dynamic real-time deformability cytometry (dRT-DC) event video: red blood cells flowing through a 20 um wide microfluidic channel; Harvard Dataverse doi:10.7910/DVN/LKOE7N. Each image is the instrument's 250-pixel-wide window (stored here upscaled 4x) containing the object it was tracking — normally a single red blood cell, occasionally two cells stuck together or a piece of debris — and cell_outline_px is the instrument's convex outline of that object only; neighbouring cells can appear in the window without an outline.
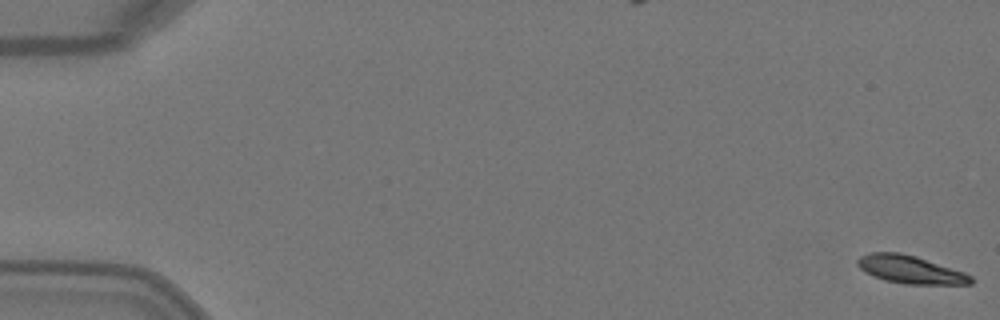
{"species": "Egyptian fruit bat (a non-hibernating species)", "species_latin": "Rousettus aegyptiacus", "temperature_condition": "warm", "stored_images_in_passage": 5, "camera_frame_rate_fps": 3000, "um_per_image_px": 0.085, "animal": {"sex": "female"}, "frame": {"image": 1, "passage_image": 1, "time_ms": 0.0, "image_size_px": [1000, 320], "cell_outline_px": [[972, 284], [904, 284], [884, 280], [864, 272], [856, 264], [856, 260], [860, 256], [872, 252], [900, 252], [916, 256], [964, 272], [972, 276]], "centroid_in_image_um": [77.34, 22.91], "position_along_channel_um": 7.7, "area_um2": 18.44}}
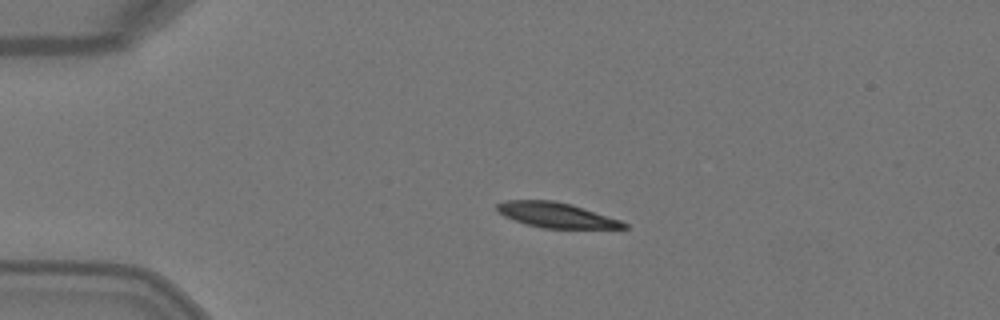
{"frame": {"image": 2, "passage_image": 4, "time_ms": 1.0, "image_size_px": [1000, 320], "cell_outline_px": [[628, 228], [540, 228], [524, 224], [504, 216], [496, 208], [496, 204], [504, 200], [556, 200], [572, 204], [620, 220], [628, 224]], "centroid_in_image_um": [47.25, 18.27], "position_along_channel_um": 37.7, "area_um2": 18.61}}